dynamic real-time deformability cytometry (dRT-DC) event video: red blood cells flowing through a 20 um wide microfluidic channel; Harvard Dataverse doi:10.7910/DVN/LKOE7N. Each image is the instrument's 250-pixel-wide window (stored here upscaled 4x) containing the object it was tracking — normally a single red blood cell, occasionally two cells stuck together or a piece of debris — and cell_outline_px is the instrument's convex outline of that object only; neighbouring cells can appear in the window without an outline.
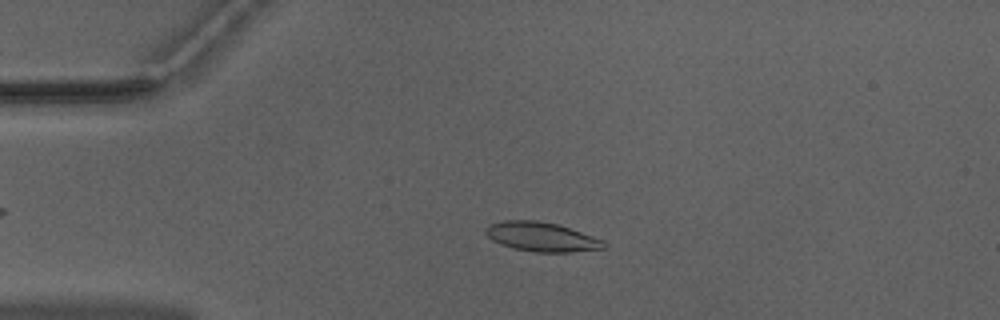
{"species": "Egyptian fruit bat (a non-hibernating species)", "species_latin": "Rousettus aegyptiacus", "temperature_condition": "warm", "stored_images_in_passage": 52, "camera_frame_rate_fps": 3000, "um_per_image_px": 0.085, "animal": {"sex": "male"}, "frame": {"image": 1, "passage_image": 12, "time_ms": 3.667, "image_size_px": [1000, 320], "cell_outline_px": [[608, 244], [604, 248], [572, 252], [536, 252], [512, 248], [500, 244], [492, 240], [484, 232], [484, 228], [492, 224], [504, 220], [536, 220], [556, 224], [604, 240]], "centroid_in_image_um": [46.02, 20.14], "position_along_channel_um": 39.0, "area_um2": 20.06}}
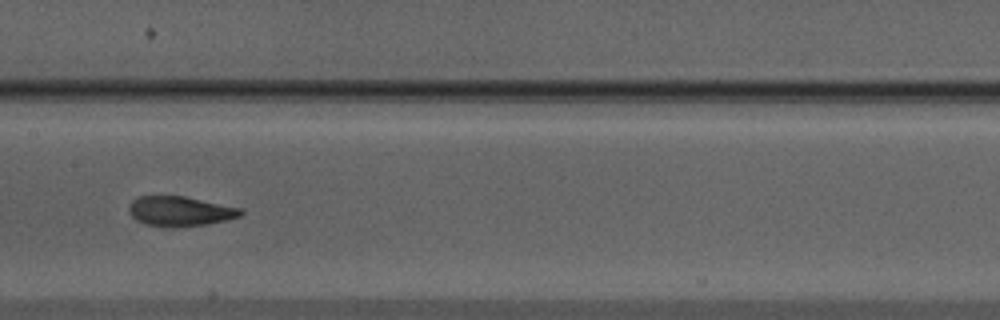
{"frame": {"image": 2, "passage_image": 26, "time_ms": 8.333, "image_size_px": [1000, 320], "cell_outline_px": [[244, 212], [240, 216], [224, 220], [204, 224], [144, 224], [136, 220], [128, 212], [128, 208], [132, 200], [140, 196], [184, 196], [240, 208]], "centroid_in_image_um": [15.27, 17.9], "position_along_channel_um": 192.1, "area_um2": 18.44}}
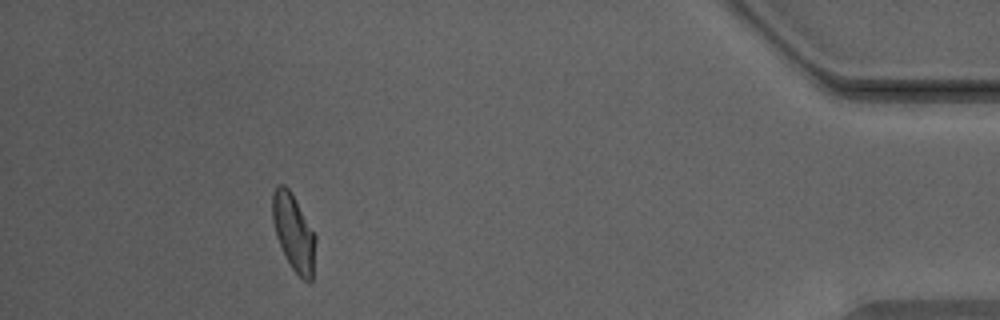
{"frame": {"image": 3, "passage_image": 47, "time_ms": 15.333, "image_size_px": [1000, 320], "cell_outline_px": [[316, 240], [312, 280], [304, 280], [292, 268], [276, 236], [272, 220], [272, 192], [280, 184], [284, 184], [292, 192], [316, 236]], "centroid_in_image_um": [24.96, 19.71], "position_along_channel_um": 410.2, "area_um2": 19.02}, "authors_computed_cell_mechanics": {"area_um2": 19.3052, "velocity_mm_per_s": 3.9602, "shape_relaxation_time_tau1_ms": 10.0496, "shape_relaxation_time_tau2_ms": 1.3961, "deformation_change_tau1": 0.2467, "deformation_change_tau2": 0.0818}}